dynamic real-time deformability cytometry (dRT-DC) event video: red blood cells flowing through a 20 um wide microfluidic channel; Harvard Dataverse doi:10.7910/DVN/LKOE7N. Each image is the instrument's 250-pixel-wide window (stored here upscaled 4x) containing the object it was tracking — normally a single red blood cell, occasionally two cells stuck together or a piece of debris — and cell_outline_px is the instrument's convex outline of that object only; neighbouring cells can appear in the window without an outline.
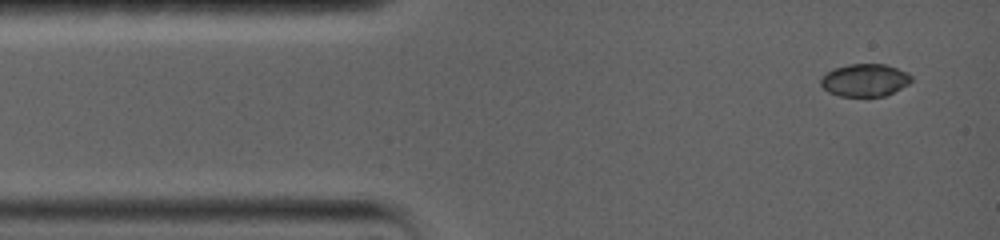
{"species": "common noctule bat (a hibernating species)", "species_latin": "Nyctalus noctula", "temperature_condition": "warm", "stored_images_in_passage": 7, "camera_frame_rate_fps": 5000, "um_per_image_px": 0.085, "animal": {"sex": "female", "body_mass_g": 19.0, "forearm_length_mm": 56.7}, "frame": {"image": 1, "passage_image": 1, "time_ms": 0.0, "image_size_px": [1000, 240], "cell_outline_px": [[912, 80], [908, 84], [884, 96], [840, 96], [828, 92], [820, 84], [820, 76], [832, 68], [848, 64], [884, 64], [908, 72], [912, 76]], "centroid_in_image_um": [73.47, 6.8], "position_along_channel_um": 11.5, "area_um2": 17.28}}
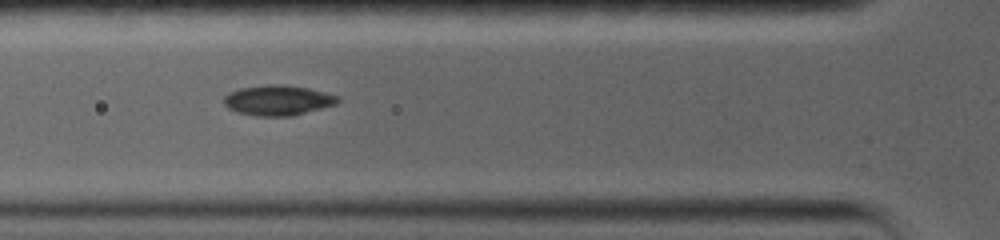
{"frame": {"image": 2, "passage_image": 5, "time_ms": 4.2, "image_size_px": [1000, 240], "cell_outline_px": [[340, 100], [336, 104], [292, 116], [256, 116], [236, 112], [228, 108], [224, 104], [224, 96], [240, 88], [264, 84], [284, 84], [308, 88], [340, 96]], "centroid_in_image_um": [23.62, 8.52], "position_along_channel_um": 102.2, "area_um2": 20.11}}
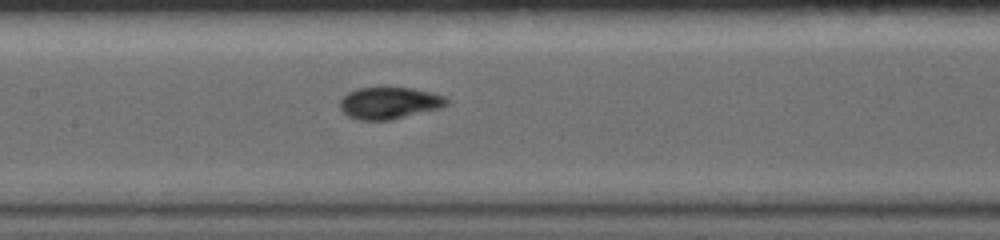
{"frame": {"image": 3, "passage_image": 7, "time_ms": 6.2, "image_size_px": [1000, 240], "cell_outline_px": [[452, 100], [448, 104], [440, 108], [392, 120], [356, 120], [348, 116], [340, 108], [340, 100], [348, 92], [356, 88], [380, 84], [412, 88], [432, 92], [444, 96]], "centroid_in_image_um": [33.1, 8.71], "position_along_channel_um": 174.3, "area_um2": 20.75}}